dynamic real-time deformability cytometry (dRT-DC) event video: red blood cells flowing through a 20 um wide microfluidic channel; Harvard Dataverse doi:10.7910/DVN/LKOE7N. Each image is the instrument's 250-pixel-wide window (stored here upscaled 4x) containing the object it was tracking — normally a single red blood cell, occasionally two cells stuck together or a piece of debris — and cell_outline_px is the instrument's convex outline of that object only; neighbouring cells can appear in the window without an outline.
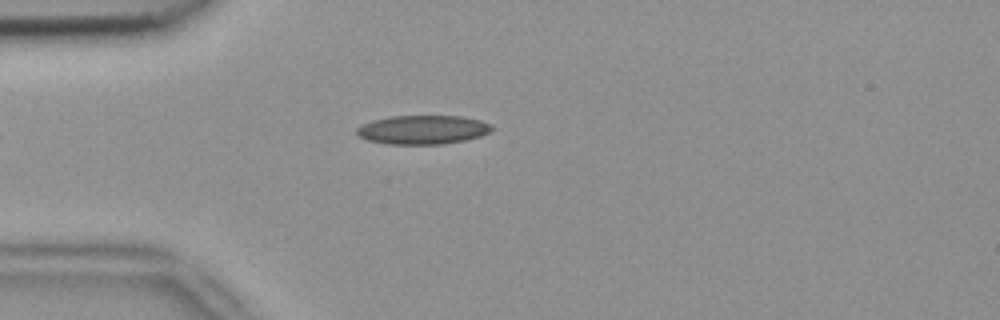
{"species": "common noctule bat (a hibernating species)", "species_latin": "Nyctalus noctula", "temperature_condition": "room temperature", "stored_images_in_passage": 4, "camera_frame_rate_fps": 3000, "um_per_image_px": 0.085, "animal": {"sex": "female", "body_mass_g": 18.4}, "frame": {"image": 1, "passage_image": 4, "time_ms": 1.0, "image_size_px": [1000, 320], "cell_outline_px": [[496, 128], [480, 136], [464, 140], [444, 144], [388, 144], [368, 140], [360, 136], [356, 132], [356, 128], [360, 124], [372, 120], [392, 116], [460, 116], [480, 120], [492, 124]], "centroid_in_image_um": [35.94, 11.02], "position_along_channel_um": 49.1, "area_um2": 22.83}}